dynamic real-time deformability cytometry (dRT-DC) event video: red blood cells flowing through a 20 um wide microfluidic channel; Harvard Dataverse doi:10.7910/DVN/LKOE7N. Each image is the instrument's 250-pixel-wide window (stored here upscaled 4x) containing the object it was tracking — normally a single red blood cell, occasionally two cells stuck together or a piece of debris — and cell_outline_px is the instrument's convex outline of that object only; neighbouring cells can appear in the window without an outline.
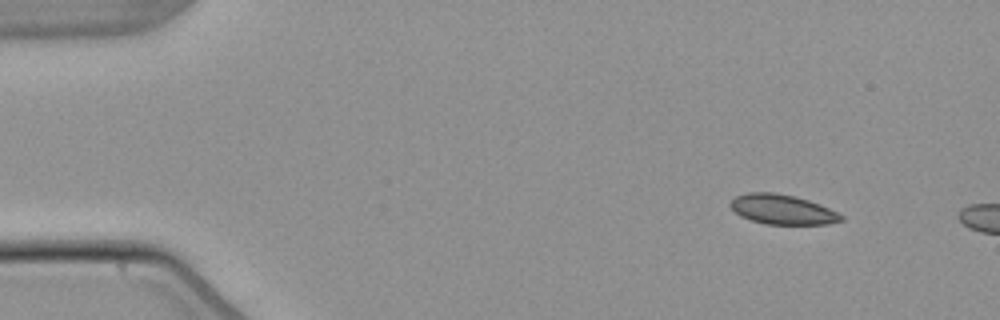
{"species": "common noctule bat (a hibernating species)", "species_latin": "Nyctalus noctula", "temperature_condition": "warm", "stored_images_in_passage": 50, "camera_frame_rate_fps": 3000, "um_per_image_px": 0.085, "animal": {"sex": "male", "body_mass_g": 21.5, "forearm_length_mm": 52.0}, "frame": {"image": 1, "passage_image": 1, "time_ms": 0.0, "image_size_px": [1000, 320], "cell_outline_px": [[844, 220], [828, 224], [764, 224], [740, 216], [728, 204], [736, 196], [748, 192], [772, 192], [796, 196], [820, 204], [844, 216]], "centroid_in_image_um": [66.5, 17.8], "position_along_channel_um": 18.5, "area_um2": 19.19}}
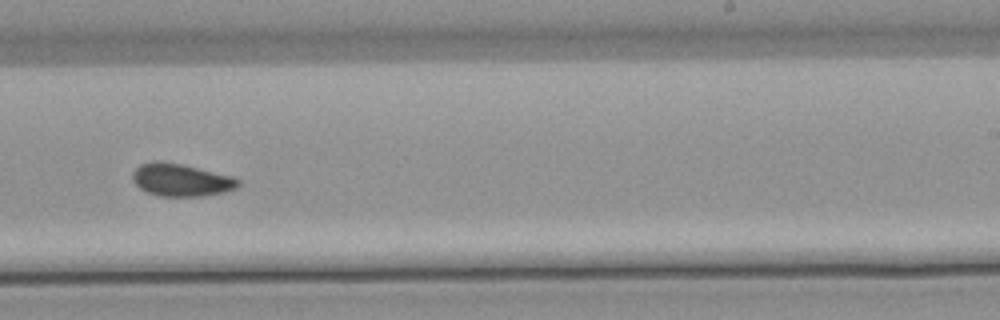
{"frame": {"image": 2, "passage_image": 29, "time_ms": 9.333, "image_size_px": [1000, 320], "cell_outline_px": [[240, 184], [236, 188], [224, 192], [204, 196], [160, 196], [148, 192], [140, 188], [132, 180], [132, 172], [140, 164], [152, 160], [156, 160], [180, 164], [232, 176], [240, 180]], "centroid_in_image_um": [15.37, 15.29], "position_along_channel_um": 273.6, "area_um2": 20.0}}
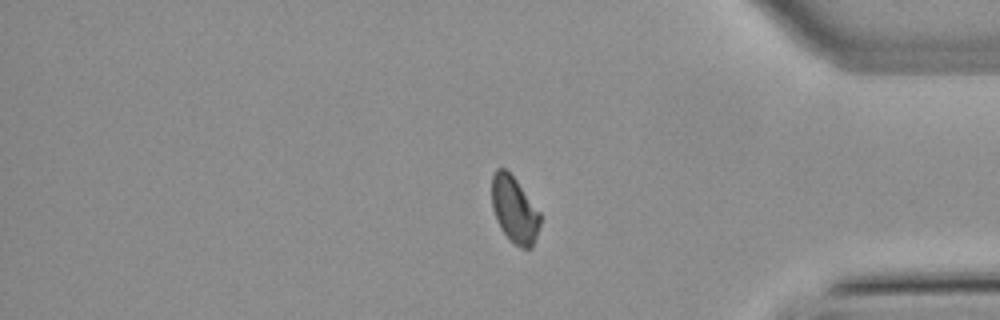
{"frame": {"image": 3, "passage_image": 40, "time_ms": 13.0, "image_size_px": [1000, 320], "cell_outline_px": [[540, 224], [532, 248], [524, 248], [508, 240], [496, 220], [492, 208], [492, 176], [496, 168], [504, 168], [516, 180], [540, 212]], "centroid_in_image_um": [43.71, 17.83], "position_along_channel_um": 391.5, "area_um2": 18.55}, "authors_computed_cell_mechanics": {"area_um2": 19.4497, "velocity_mm_per_s": 3.8229, "shape_relaxation_time_tau1_ms": null, "shape_relaxation_time_tau2_ms": 6.4, "deformation_change_tau1": null, "deformation_change_tau2": 0.0691}}